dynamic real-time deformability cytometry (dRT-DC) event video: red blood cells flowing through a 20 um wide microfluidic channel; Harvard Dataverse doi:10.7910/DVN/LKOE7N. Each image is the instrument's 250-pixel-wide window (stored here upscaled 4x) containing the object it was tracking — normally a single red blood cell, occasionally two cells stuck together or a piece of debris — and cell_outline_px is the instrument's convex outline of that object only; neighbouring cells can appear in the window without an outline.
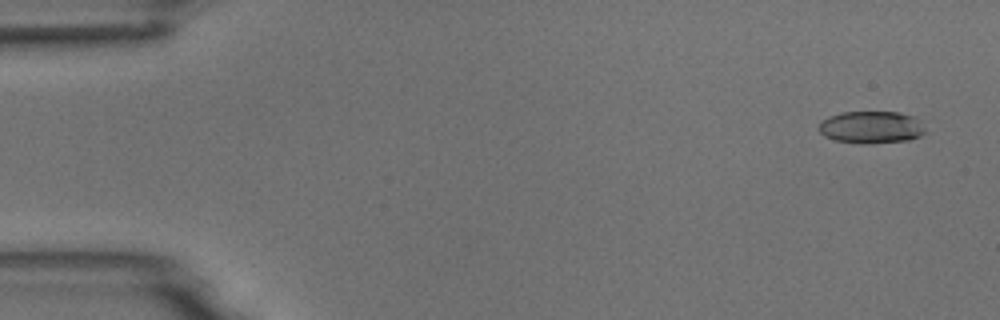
{"species": "common noctule bat (a hibernating species)", "species_latin": "Nyctalus noctula", "temperature_condition": "room temperature", "stored_images_in_passage": 6, "camera_frame_rate_fps": 3000, "um_per_image_px": 0.085, "animal": {"sex": "male", "body_mass_g": 18.8}, "frame": {"image": 1, "passage_image": 1, "time_ms": 0.0, "image_size_px": [1000, 320], "cell_outline_px": [[924, 132], [920, 136], [908, 140], [864, 144], [860, 144], [836, 140], [824, 136], [816, 128], [828, 116], [840, 112], [900, 112], [912, 116], [924, 128]], "centroid_in_image_um": [74.0, 10.82], "position_along_channel_um": 11.0, "area_um2": 19.88}}
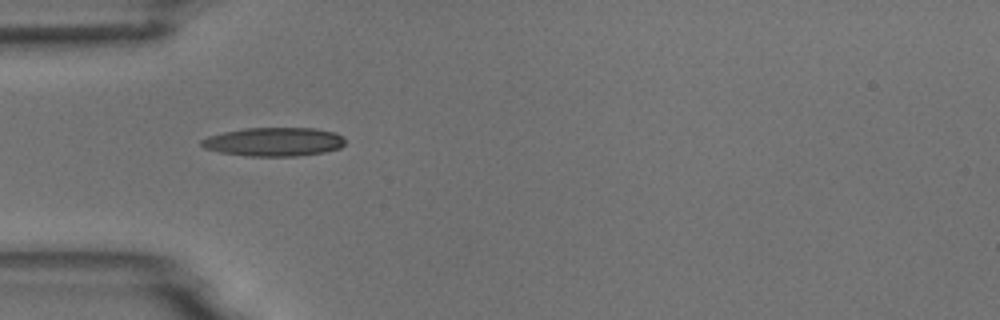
{"frame": {"image": 2, "passage_image": 5, "time_ms": 4.667, "image_size_px": [1000, 320], "cell_outline_px": [[344, 144], [340, 148], [324, 152], [296, 156], [248, 156], [220, 152], [204, 148], [200, 144], [200, 140], [208, 136], [224, 132], [244, 128], [316, 128], [336, 132], [344, 136]], "centroid_in_image_um": [23.3, 12.05], "position_along_channel_um": 61.7, "area_um2": 24.16}}